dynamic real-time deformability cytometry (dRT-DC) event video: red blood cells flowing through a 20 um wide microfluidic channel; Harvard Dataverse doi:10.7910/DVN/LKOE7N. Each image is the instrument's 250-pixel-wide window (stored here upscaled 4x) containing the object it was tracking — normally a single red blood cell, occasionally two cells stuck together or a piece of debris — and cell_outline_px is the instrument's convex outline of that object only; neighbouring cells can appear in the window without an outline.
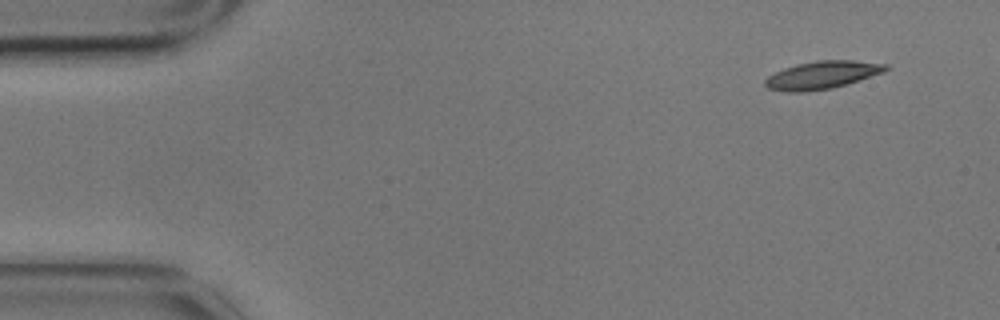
{"species": "common noctule bat (a hibernating species)", "species_latin": "Nyctalus noctula", "temperature_condition": "cold", "stored_images_in_passage": 4, "camera_frame_rate_fps": 3000, "um_per_image_px": 0.085, "animal": {"sex": "male", "body_mass_g": 17.9}, "frame": {"image": 1, "passage_image": 1, "time_ms": 0.0, "image_size_px": [1000, 320], "cell_outline_px": [[888, 68], [884, 72], [832, 88], [804, 92], [784, 92], [768, 88], [764, 84], [764, 80], [768, 76], [784, 68], [796, 64], [816, 60], [852, 60], [888, 64]], "centroid_in_image_um": [69.85, 6.37], "position_along_channel_um": 15.2, "area_um2": 19.48}}
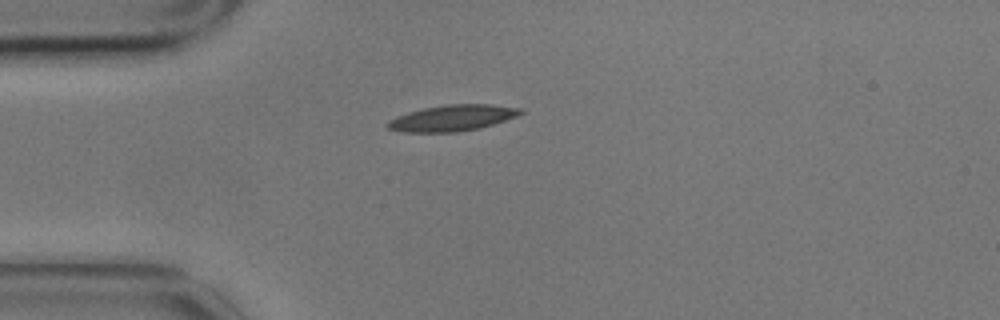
{"frame": {"image": 2, "passage_image": 4, "time_ms": 1.0, "image_size_px": [1000, 320], "cell_outline_px": [[524, 112], [516, 116], [480, 128], [456, 132], [400, 132], [388, 128], [384, 124], [388, 120], [396, 116], [408, 112], [424, 108], [448, 104], [492, 104], [524, 108]], "centroid_in_image_um": [38.43, 10.02], "position_along_channel_um": 46.6, "area_um2": 20.29}}